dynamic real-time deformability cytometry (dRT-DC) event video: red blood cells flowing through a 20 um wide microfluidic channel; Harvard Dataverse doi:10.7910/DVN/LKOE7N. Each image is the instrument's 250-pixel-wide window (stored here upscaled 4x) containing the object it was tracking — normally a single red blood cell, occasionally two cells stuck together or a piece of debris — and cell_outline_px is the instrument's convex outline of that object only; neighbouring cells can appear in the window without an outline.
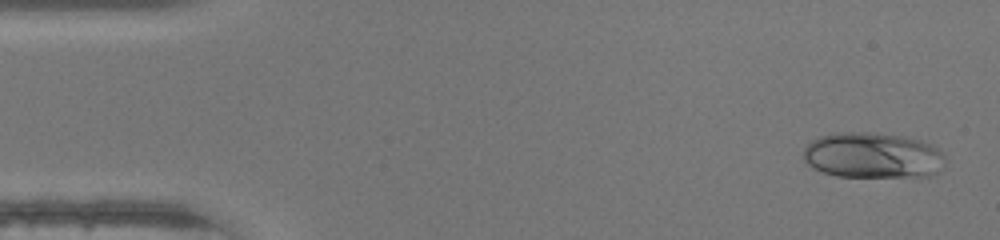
{"species": "human", "species_latin": "Homo sapiens", "temperature_condition": "warm", "stored_images_in_passage": 46, "camera_frame_rate_fps": 3000, "um_per_image_px": 0.085, "donor": {"sex": "female"}, "frame": {"image": 1, "passage_image": 2, "time_ms": 0.333, "image_size_px": [1000, 240], "cell_outline_px": [[944, 164], [936, 172], [928, 176], [836, 176], [812, 168], [804, 160], [804, 148], [812, 140], [820, 136], [840, 132], [872, 132], [904, 136], [920, 140], [932, 144], [944, 156]], "centroid_in_image_um": [74.16, 13.19], "position_along_channel_um": 10.8, "area_um2": 37.63}}
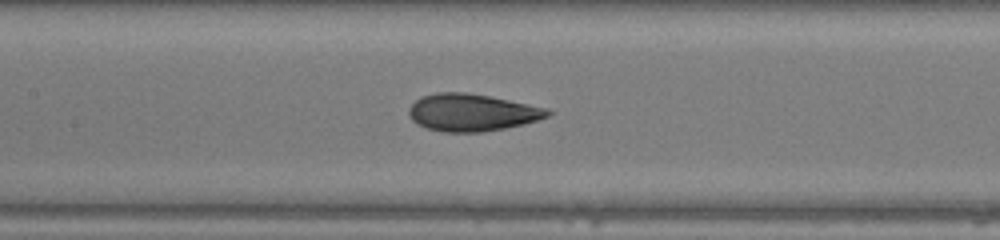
{"frame": {"image": 2, "passage_image": 21, "time_ms": 6.667, "image_size_px": [1000, 240], "cell_outline_px": [[552, 112], [548, 116], [524, 124], [484, 132], [440, 132], [424, 128], [416, 124], [412, 120], [408, 112], [408, 108], [420, 96], [436, 92], [464, 92], [492, 96], [548, 108]], "centroid_in_image_um": [40.08, 9.56], "position_along_channel_um": 167.3, "area_um2": 30.46}}
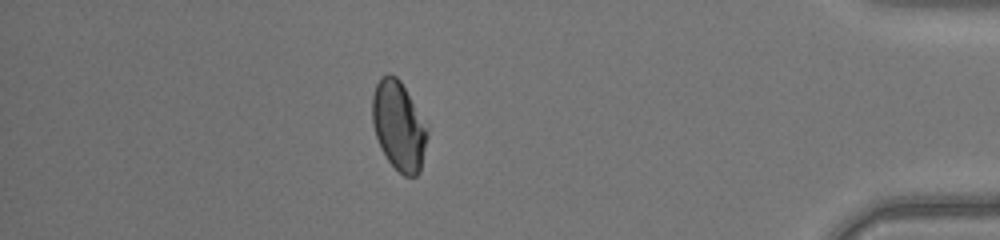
{"frame": {"image": 3, "passage_image": 40, "time_ms": 13.0, "image_size_px": [1000, 240], "cell_outline_px": [[428, 136], [420, 172], [416, 176], [404, 176], [388, 160], [380, 148], [372, 124], [372, 96], [376, 84], [380, 76], [388, 72], [396, 76], [400, 80], [428, 132]], "centroid_in_image_um": [33.85, 10.7], "position_along_channel_um": 401.3, "area_um2": 28.21}, "authors_computed_cell_mechanics": {"area_um2": 30.1716, "velocity_mm_per_s": 4.4558, "shape_relaxation_time_tau1_ms": null, "shape_relaxation_time_tau2_ms": 0.7727, "deformation_change_tau1": null, "deformation_change_tau2": 0.0415}}